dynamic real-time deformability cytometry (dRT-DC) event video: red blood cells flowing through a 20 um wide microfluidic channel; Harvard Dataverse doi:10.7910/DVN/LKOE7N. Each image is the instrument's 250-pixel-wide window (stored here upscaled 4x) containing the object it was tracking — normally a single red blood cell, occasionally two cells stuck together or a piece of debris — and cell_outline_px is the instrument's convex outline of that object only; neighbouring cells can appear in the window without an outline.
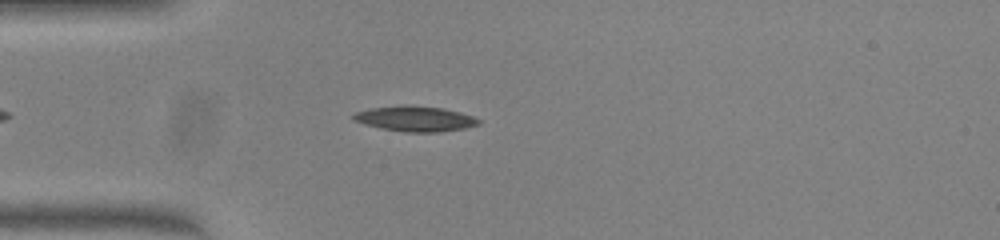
{"species": "common noctule bat (a hibernating species)", "species_latin": "Nyctalus noctula", "temperature_condition": "warm", "stored_images_in_passage": 44, "camera_frame_rate_fps": 3000, "um_per_image_px": 0.085, "animal": {"sex": "female", "body_mass_g": 23.0, "forearm_length_mm": 53.4}, "frame": {"image": 1, "passage_image": 7, "time_ms": 2.0, "image_size_px": [1000, 240], "cell_outline_px": [[480, 124], [464, 128], [440, 132], [404, 132], [380, 128], [364, 124], [352, 120], [352, 116], [356, 112], [368, 108], [440, 108], [460, 112], [472, 116], [480, 120]], "centroid_in_image_um": [35.3, 10.15], "position_along_channel_um": 49.7, "area_um2": 17.51}}
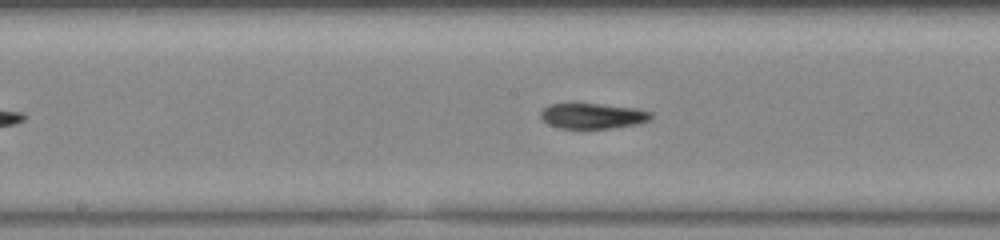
{"frame": {"image": 2, "passage_image": 19, "time_ms": 6.0, "image_size_px": [1000, 240], "cell_outline_px": [[652, 116], [648, 120], [636, 124], [608, 128], [560, 128], [548, 124], [540, 116], [540, 112], [548, 104], [600, 104], [636, 108], [652, 112]], "centroid_in_image_um": [50.36, 9.85], "position_along_channel_um": 197.8, "area_um2": 16.13}}
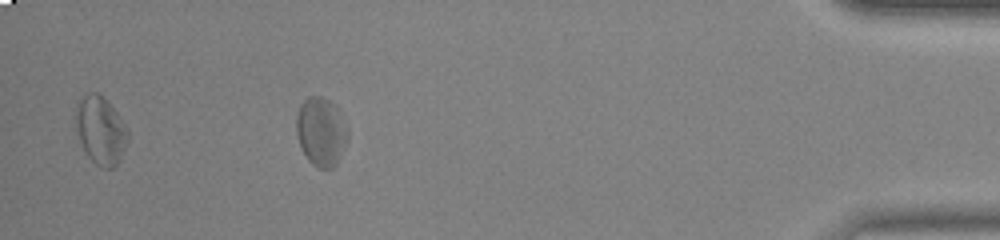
{"frame": {"image": 3, "passage_image": 39, "time_ms": 12.667, "image_size_px": [1000, 240], "cell_outline_px": [[348, 140], [336, 164], [332, 168], [316, 168], [308, 160], [300, 148], [296, 132], [296, 116], [300, 104], [308, 96], [320, 96], [328, 100], [336, 108], [348, 132]], "centroid_in_image_um": [27.25, 11.21], "position_along_channel_um": 407.9, "area_um2": 20.46}, "authors_computed_cell_mechanics": {"area_um2": 17.4845, "velocity_mm_per_s": 3.9844, "shape_relaxation_time_tau1_ms": null, "shape_relaxation_time_tau2_ms": 4.6327, "deformation_change_tau1": null, "deformation_change_tau2": 0.124}}